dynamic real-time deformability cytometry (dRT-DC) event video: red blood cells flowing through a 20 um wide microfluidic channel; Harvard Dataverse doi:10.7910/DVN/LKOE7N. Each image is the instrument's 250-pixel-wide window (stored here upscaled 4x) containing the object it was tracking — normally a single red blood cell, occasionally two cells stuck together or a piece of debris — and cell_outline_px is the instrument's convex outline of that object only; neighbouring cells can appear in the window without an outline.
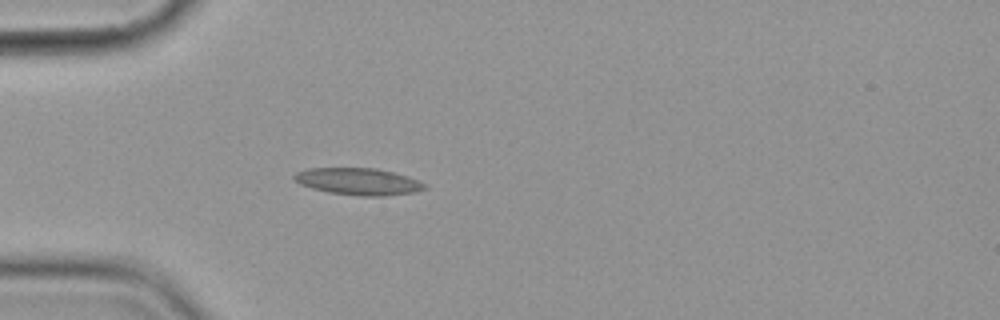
{"species": "common noctule bat (a hibernating species)", "species_latin": "Nyctalus noctula", "temperature_condition": "cold", "stored_images_in_passage": 1, "camera_frame_rate_fps": 3000, "um_per_image_px": 0.085, "animal": {"sex": "female", "body_mass_g": 19.9}, "frame": {"image": 1, "passage_image": 1, "time_ms": 0.0, "image_size_px": [1000, 320], "cell_outline_px": [[428, 188], [416, 192], [384, 196], [360, 196], [328, 192], [312, 188], [300, 184], [292, 180], [292, 176], [296, 172], [308, 168], [376, 168], [408, 176], [428, 184]], "centroid_in_image_um": [30.47, 15.43], "position_along_channel_um": 54.5, "area_um2": 20.69}}